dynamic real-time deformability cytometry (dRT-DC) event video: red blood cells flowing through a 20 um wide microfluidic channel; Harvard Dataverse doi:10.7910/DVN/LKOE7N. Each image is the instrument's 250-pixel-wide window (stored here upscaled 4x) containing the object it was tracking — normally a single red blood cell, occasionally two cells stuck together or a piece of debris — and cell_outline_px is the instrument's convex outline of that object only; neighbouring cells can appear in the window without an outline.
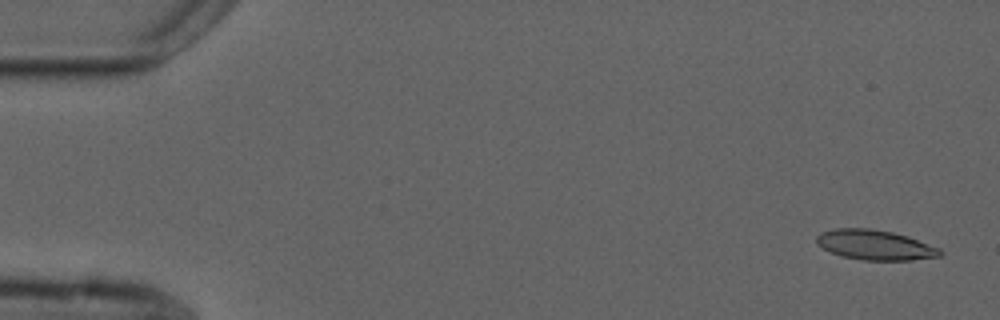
{"species": "common noctule bat (a hibernating species)", "species_latin": "Nyctalus noctula", "temperature_condition": "cold", "stored_images_in_passage": 4, "camera_frame_rate_fps": 3000, "um_per_image_px": 0.085, "animal": {"sex": "male", "forearm_length_mm": 52.5}, "frame": {"image": 1, "passage_image": 1, "time_ms": 0.0, "image_size_px": [1000, 320], "cell_outline_px": [[944, 252], [940, 256], [912, 260], [864, 260], [840, 256], [816, 244], [816, 236], [820, 232], [836, 228], [868, 228], [892, 232], [908, 236], [940, 248]], "centroid_in_image_um": [74.38, 20.82], "position_along_channel_um": 10.6, "area_um2": 21.62}}
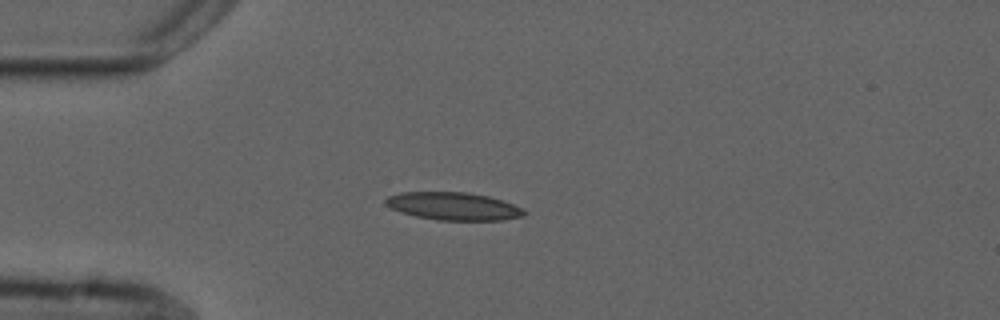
{"frame": {"image": 2, "passage_image": 4, "time_ms": 4.0, "image_size_px": [1000, 320], "cell_outline_px": [[528, 212], [524, 216], [504, 220], [436, 220], [416, 216], [400, 212], [384, 204], [384, 200], [388, 196], [400, 192], [464, 192], [488, 196], [512, 204]], "centroid_in_image_um": [38.51, 17.53], "position_along_channel_um": 46.5, "area_um2": 22.37}}